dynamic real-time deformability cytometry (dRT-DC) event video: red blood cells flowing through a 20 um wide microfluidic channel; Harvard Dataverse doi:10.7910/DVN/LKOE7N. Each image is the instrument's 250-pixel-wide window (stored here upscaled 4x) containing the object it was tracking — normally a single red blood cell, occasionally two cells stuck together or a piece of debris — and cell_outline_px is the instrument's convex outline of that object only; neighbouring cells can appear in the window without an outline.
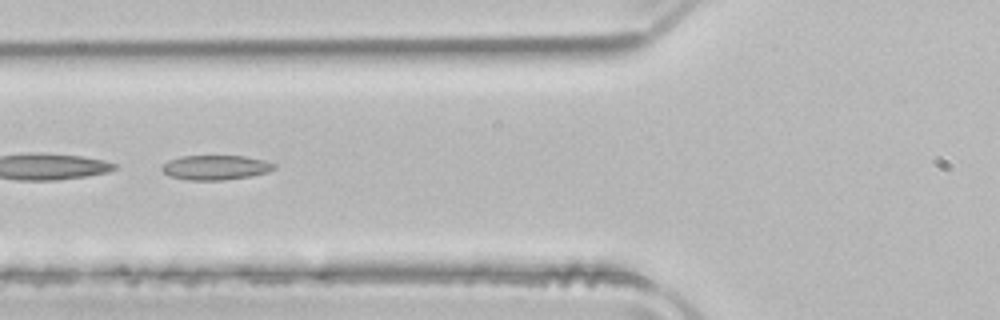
{"species": "common noctule bat (a hibernating species)", "species_latin": "Nyctalus noctula", "temperature_condition": "room temperature", "stored_images_in_passage": 37, "camera_frame_rate_fps": 3000, "um_per_image_px": 0.085, "animal": {"sex": "male", "body_mass_g": 21.5, "forearm_length_mm": 52.0}, "frame": {"image": 1, "passage_image": 6, "time_ms": 1.667, "image_size_px": [1000, 320], "cell_outline_px": [[276, 168], [268, 172], [252, 176], [224, 180], [188, 180], [168, 176], [160, 168], [168, 160], [184, 156], [244, 156], [264, 160], [276, 164]], "centroid_in_image_um": [18.34, 14.24], "position_along_channel_um": 107.5, "area_um2": 16.18}, "authors_computed_cell_mechanics": {"area_um2": 16.0684, "velocity_mm_per_s": 3.9752, "shape_relaxation_time_tau1_ms": null, "shape_relaxation_time_tau2_ms": 1.853, "deformation_change_tau1": null, "deformation_change_tau2": 0.0772}}